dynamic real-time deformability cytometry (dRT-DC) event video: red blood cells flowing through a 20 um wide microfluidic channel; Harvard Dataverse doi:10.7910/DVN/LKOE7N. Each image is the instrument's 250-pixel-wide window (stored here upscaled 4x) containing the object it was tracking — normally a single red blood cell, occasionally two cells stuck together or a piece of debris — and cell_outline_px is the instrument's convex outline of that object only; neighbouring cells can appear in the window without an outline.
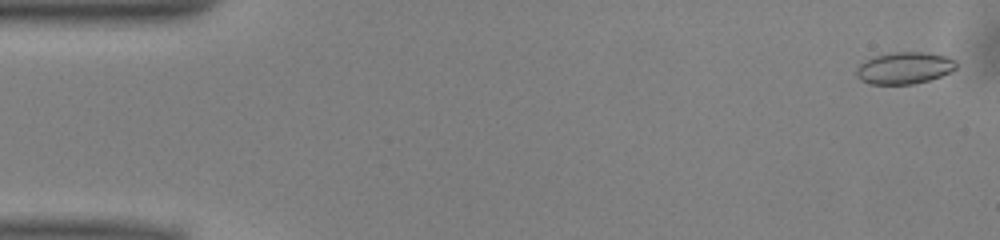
{"species": "common noctule bat (a hibernating species)", "species_latin": "Nyctalus noctula", "temperature_condition": "warm", "stored_images_in_passage": 3, "camera_frame_rate_fps": 3000, "um_per_image_px": 0.085, "animal": {"sex": "male", "body_mass_g": 13.0, "forearm_length_mm": 53.1}, "frame": {"image": 1, "passage_image": 2, "time_ms": 0.333, "image_size_px": [1000, 240], "cell_outline_px": [[956, 68], [940, 76], [928, 80], [912, 84], [868, 84], [860, 80], [856, 76], [856, 68], [860, 64], [876, 56], [892, 52], [928, 52], [948, 56], [956, 60]], "centroid_in_image_um": [76.87, 5.78], "position_along_channel_um": 8.1, "area_um2": 18.5}}